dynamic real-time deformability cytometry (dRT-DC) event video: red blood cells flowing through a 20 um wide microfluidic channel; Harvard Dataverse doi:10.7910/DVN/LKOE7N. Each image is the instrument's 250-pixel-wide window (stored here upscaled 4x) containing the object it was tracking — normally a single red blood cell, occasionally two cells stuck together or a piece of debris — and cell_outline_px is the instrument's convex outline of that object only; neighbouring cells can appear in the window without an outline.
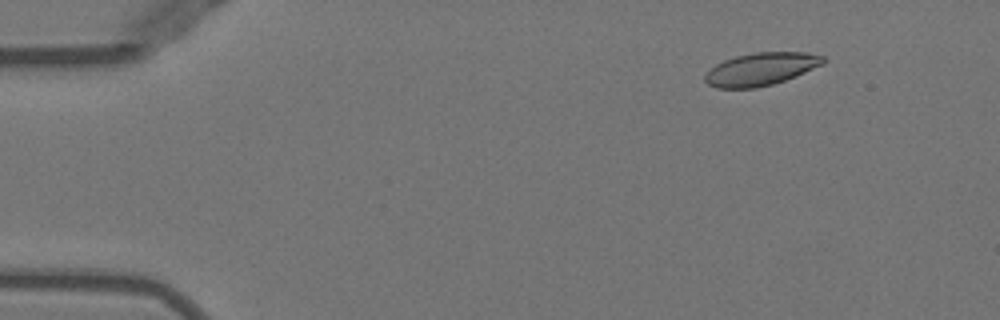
{"species": "Egyptian fruit bat (a non-hibernating species)", "species_latin": "Rousettus aegyptiacus", "temperature_condition": "warm", "stored_images_in_passage": 52, "camera_frame_rate_fps": 3000, "um_per_image_px": 0.085, "animal": {"sex": "female"}, "frame": {"image": 1, "passage_image": 7, "time_ms": 2.0, "image_size_px": [1000, 320], "cell_outline_px": [[824, 64], [796, 76], [772, 84], [756, 88], [716, 88], [708, 84], [704, 80], [704, 76], [716, 64], [724, 60], [736, 56], [756, 52], [808, 52], [824, 56]], "centroid_in_image_um": [64.69, 5.87], "position_along_channel_um": 20.3, "area_um2": 22.48}}
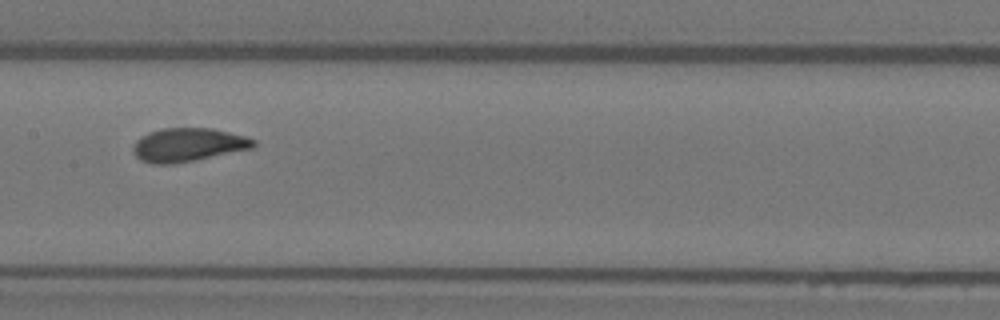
{"frame": {"image": 2, "passage_image": 27, "time_ms": 8.667, "image_size_px": [1000, 320], "cell_outline_px": [[256, 144], [252, 148], [196, 160], [172, 164], [152, 164], [140, 160], [132, 152], [132, 148], [136, 140], [140, 136], [148, 132], [160, 128], [212, 128], [244, 136], [256, 140]], "centroid_in_image_um": [15.94, 12.31], "position_along_channel_um": 191.5, "area_um2": 23.64}}
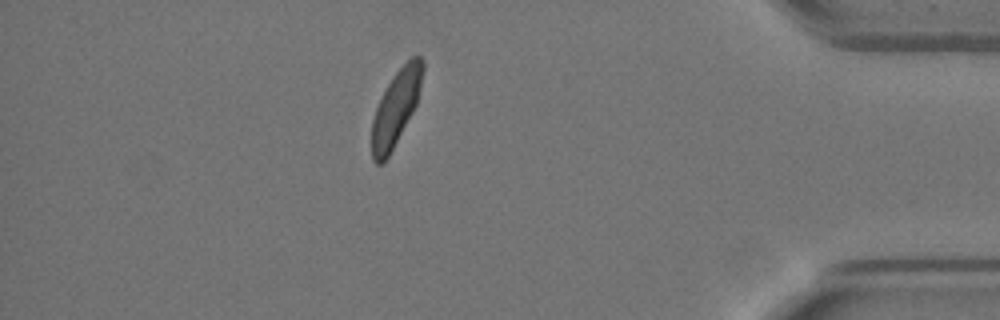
{"frame": {"image": 3, "passage_image": 46, "time_ms": 15.0, "image_size_px": [1000, 320], "cell_outline_px": [[424, 68], [420, 88], [416, 104], [412, 112], [384, 164], [376, 164], [372, 160], [372, 120], [376, 108], [392, 76], [412, 56], [420, 56], [424, 60]], "centroid_in_image_um": [33.65, 9.17], "position_along_channel_um": 401.6, "area_um2": 21.85}, "authors_computed_cell_mechanics": {"area_um2": 23.1778, "velocity_mm_per_s": 3.9544, "shape_relaxation_time_tau1_ms": 2.5616, "shape_relaxation_time_tau2_ms": null, "deformation_change_tau1": 0.1267, "deformation_change_tau2": null}}